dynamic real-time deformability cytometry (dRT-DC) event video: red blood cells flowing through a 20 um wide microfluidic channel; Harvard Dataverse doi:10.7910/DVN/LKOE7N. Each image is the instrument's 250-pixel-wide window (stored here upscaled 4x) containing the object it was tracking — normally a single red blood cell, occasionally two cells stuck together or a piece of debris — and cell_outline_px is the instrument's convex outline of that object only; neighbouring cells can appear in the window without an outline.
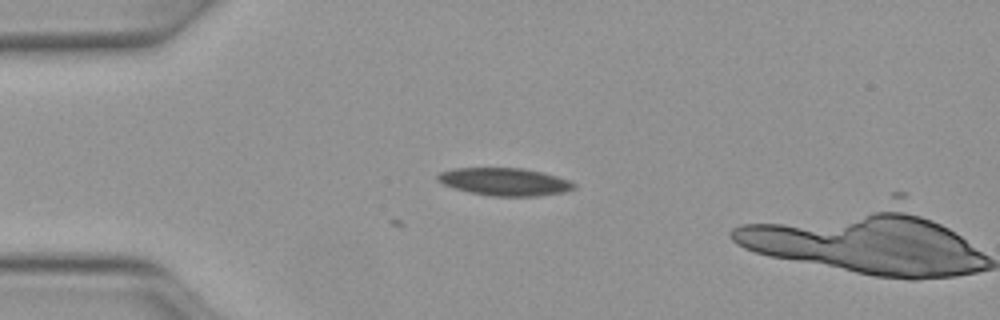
{"species": "Egyptian fruit bat (a non-hibernating species)", "species_latin": "Rousettus aegyptiacus", "temperature_condition": "warm", "stored_images_in_passage": 3, "camera_frame_rate_fps": 3000, "um_per_image_px": 0.085, "animal": {"sex": "female"}, "frame": {"image": 1, "passage_image": 3, "time_ms": 0.667, "image_size_px": [1000, 320], "cell_outline_px": [[576, 188], [564, 192], [536, 196], [492, 196], [472, 192], [456, 188], [444, 184], [436, 180], [436, 176], [440, 172], [456, 168], [524, 168], [556, 176], [568, 180], [576, 184]], "centroid_in_image_um": [42.91, 15.44], "position_along_channel_um": 42.1, "area_um2": 21.73}}